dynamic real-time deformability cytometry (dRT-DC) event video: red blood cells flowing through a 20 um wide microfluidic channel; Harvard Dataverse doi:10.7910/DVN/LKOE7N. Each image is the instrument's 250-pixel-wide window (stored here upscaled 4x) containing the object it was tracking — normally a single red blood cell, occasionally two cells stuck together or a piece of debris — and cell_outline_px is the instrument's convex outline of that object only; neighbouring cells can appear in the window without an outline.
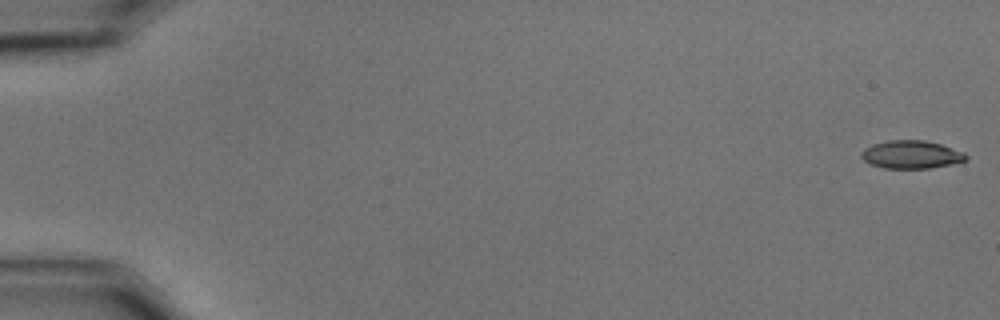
{"species": "common noctule bat (a hibernating species)", "species_latin": "Nyctalus noctula", "temperature_condition": "cold", "stored_images_in_passage": 58, "camera_frame_rate_fps": 3000, "um_per_image_px": 0.085, "animal": {"sex": "male", "body_mass_g": 15.6}, "frame": {"image": 1, "passage_image": 1, "time_ms": 0.0, "image_size_px": [1000, 320], "cell_outline_px": [[968, 160], [928, 168], [884, 168], [872, 164], [864, 160], [860, 156], [860, 152], [864, 148], [872, 144], [888, 140], [924, 140], [940, 144], [964, 152], [968, 156]], "centroid_in_image_um": [77.44, 13.12], "position_along_channel_um": 7.6, "area_um2": 16.99}}
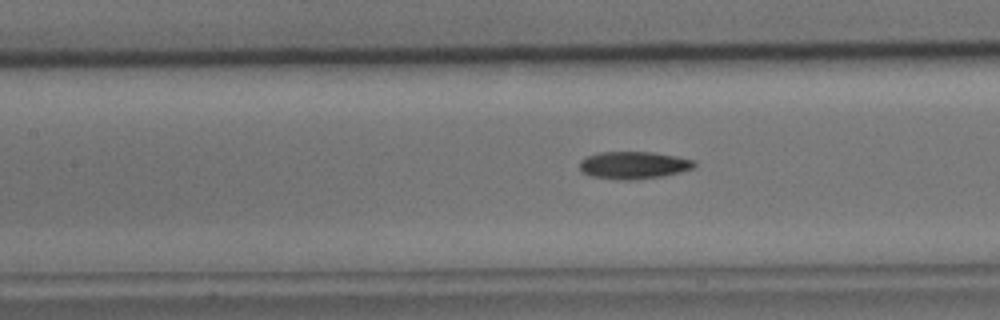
{"frame": {"image": 2, "passage_image": 27, "time_ms": 8.667, "image_size_px": [1000, 320], "cell_outline_px": [[696, 164], [692, 168], [680, 172], [664, 176], [628, 180], [620, 180], [592, 176], [584, 172], [580, 168], [580, 160], [584, 156], [600, 152], [652, 152], [676, 156], [696, 160]], "centroid_in_image_um": [53.86, 14.03], "position_along_channel_um": 153.5, "area_um2": 18.32}}
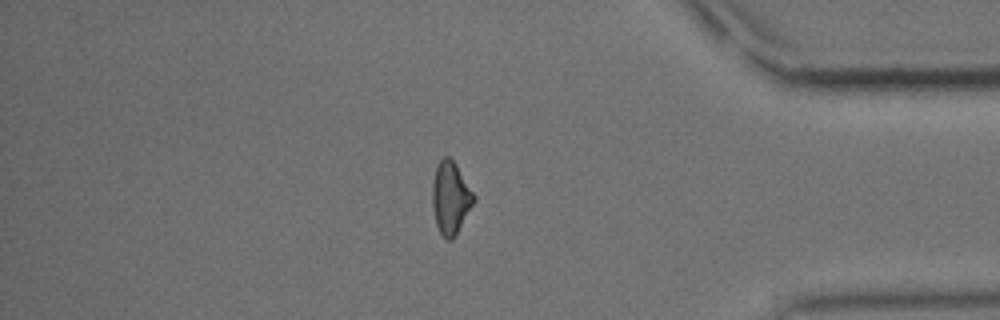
{"frame": {"image": 3, "passage_image": 50, "time_ms": 16.333, "image_size_px": [1000, 320], "cell_outline_px": [[476, 200], [456, 236], [452, 240], [448, 240], [440, 232], [436, 224], [432, 204], [432, 180], [436, 164], [444, 156], [448, 156], [456, 164], [476, 196]], "centroid_in_image_um": [38.3, 16.81], "position_along_channel_um": 396.9, "area_um2": 17.74}, "authors_computed_cell_mechanics": {"area_um2": 17.7446, "velocity_mm_per_s": 3.495, "shape_relaxation_time_tau1_ms": 6.2508, "shape_relaxation_time_tau2_ms": 5.3667, "deformation_change_tau1": 0.1615, "deformation_change_tau2": 0.1471}}